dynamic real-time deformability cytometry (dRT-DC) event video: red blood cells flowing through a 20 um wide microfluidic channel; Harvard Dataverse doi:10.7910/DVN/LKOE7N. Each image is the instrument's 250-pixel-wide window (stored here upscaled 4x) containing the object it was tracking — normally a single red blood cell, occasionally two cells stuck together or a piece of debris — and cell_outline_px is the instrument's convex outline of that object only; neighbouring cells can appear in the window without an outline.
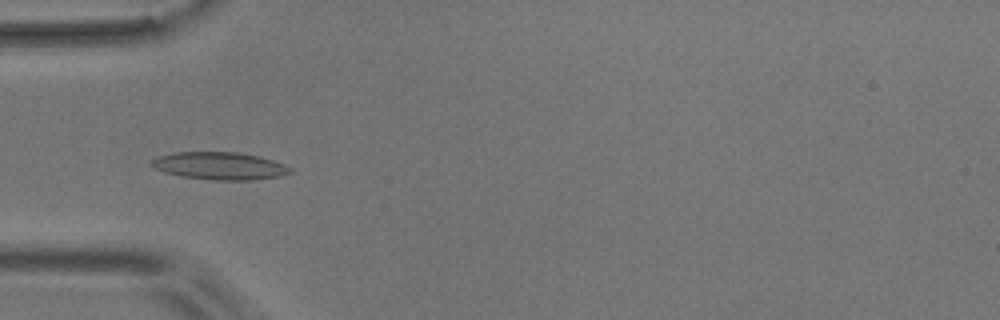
{"species": "common noctule bat (a hibernating species)", "species_latin": "Nyctalus noctula", "temperature_condition": "room temperature", "stored_images_in_passage": 43, "camera_frame_rate_fps": 3000, "um_per_image_px": 0.085, "animal": {"sex": "male", "body_mass_g": 17.9}, "frame": {"image": 1, "passage_image": 5, "time_ms": 1.333, "image_size_px": [1000, 320], "cell_outline_px": [[292, 172], [280, 176], [252, 180], [212, 180], [180, 176], [164, 172], [152, 168], [148, 164], [148, 160], [156, 156], [172, 152], [236, 152], [260, 156], [284, 164], [292, 168]], "centroid_in_image_um": [18.59, 14.09], "position_along_channel_um": 66.4, "area_um2": 22.66}}
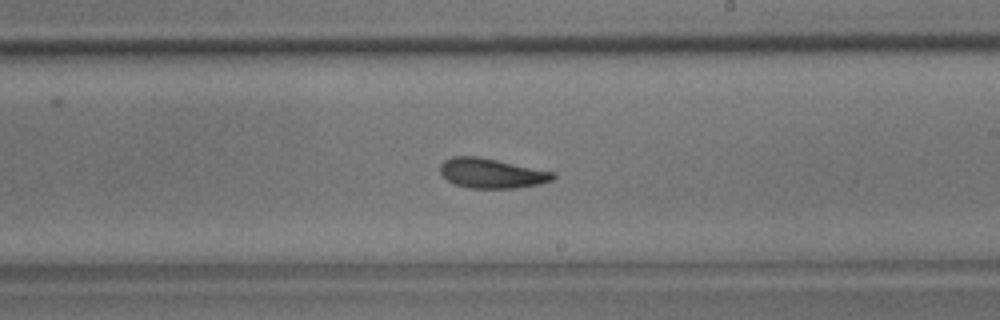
{"frame": {"image": 2, "passage_image": 20, "time_ms": 6.333, "image_size_px": [1000, 320], "cell_outline_px": [[556, 176], [552, 180], [540, 184], [516, 188], [468, 188], [456, 184], [448, 180], [440, 172], [440, 164], [444, 160], [452, 156], [476, 156], [556, 172]], "centroid_in_image_um": [41.8, 14.73], "position_along_channel_um": 247.2, "area_um2": 19.54}}
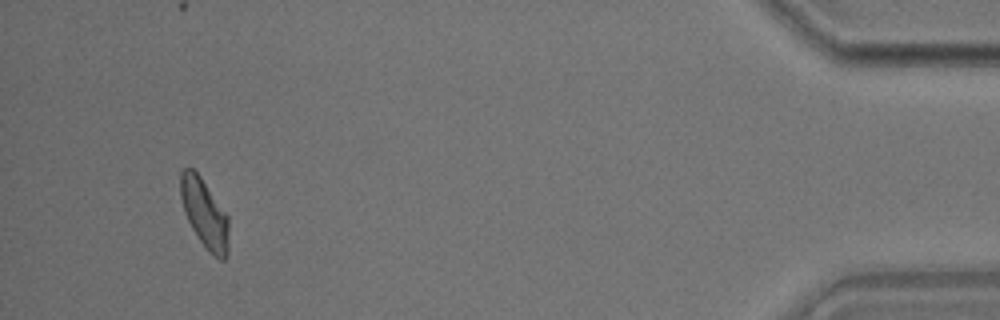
{"frame": {"image": 3, "passage_image": 40, "time_ms": 13.0, "image_size_px": [1000, 320], "cell_outline_px": [[228, 256], [224, 260], [220, 260], [208, 252], [192, 228], [184, 212], [180, 196], [180, 172], [184, 168], [192, 168], [200, 176], [228, 216]], "centroid_in_image_um": [17.38, 18.16], "position_along_channel_um": 417.8, "area_um2": 19.31}, "authors_computed_cell_mechanics": {"area_um2": 19.4786, "velocity_mm_per_s": 3.6194, "shape_relaxation_time_tau1_ms": 4.2534, "shape_relaxation_time_tau2_ms": 1.6258, "deformation_change_tau1": 0.1351, "deformation_change_tau2": 0.0761}}